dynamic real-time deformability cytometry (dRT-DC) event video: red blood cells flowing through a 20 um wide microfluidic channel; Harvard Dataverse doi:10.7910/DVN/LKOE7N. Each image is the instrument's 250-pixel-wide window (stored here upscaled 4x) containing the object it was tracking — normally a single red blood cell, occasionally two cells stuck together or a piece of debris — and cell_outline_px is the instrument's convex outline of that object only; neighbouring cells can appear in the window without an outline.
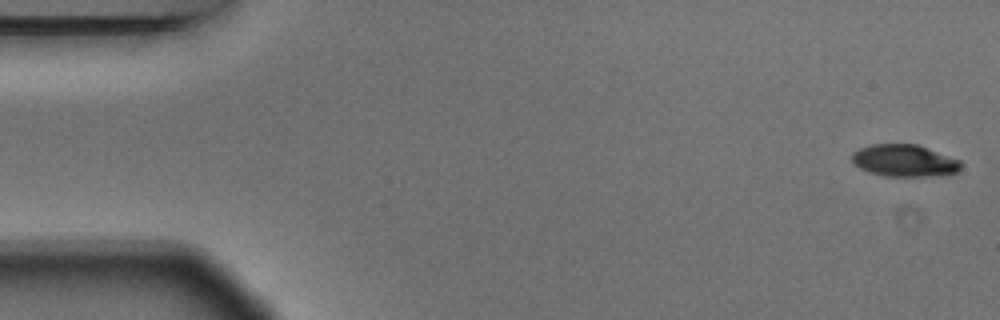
{"species": "Egyptian fruit bat (a non-hibernating species)", "species_latin": "Rousettus aegyptiacus", "temperature_condition": "warm", "stored_images_in_passage": 6, "camera_frame_rate_fps": 3000, "um_per_image_px": 0.085, "animal": {"sex": "male"}, "frame": {"image": 1, "passage_image": 1, "time_ms": 0.0, "image_size_px": [1000, 320], "cell_outline_px": [[960, 168], [956, 172], [948, 176], [884, 176], [860, 168], [852, 160], [852, 152], [860, 148], [872, 144], [916, 144], [960, 160]], "centroid_in_image_um": [76.89, 13.66], "position_along_channel_um": 8.1, "area_um2": 20.23}}
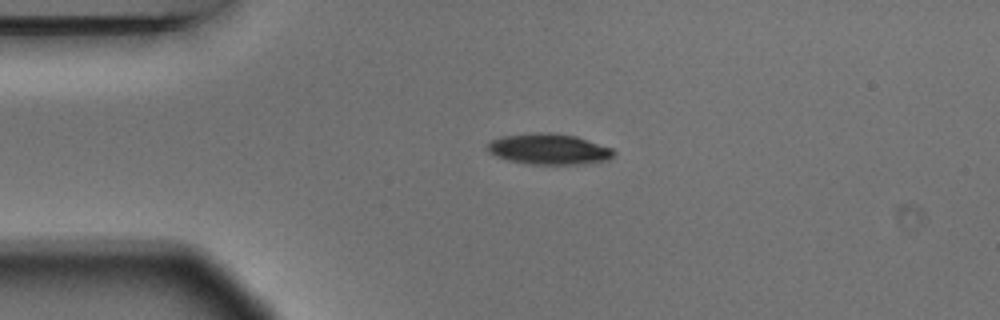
{"frame": {"image": 2, "passage_image": 4, "time_ms": 1.0, "image_size_px": [1000, 320], "cell_outline_px": [[616, 152], [608, 160], [576, 164], [528, 164], [508, 160], [496, 156], [488, 152], [488, 144], [492, 140], [504, 136], [536, 132], [548, 132], [576, 136], [612, 148]], "centroid_in_image_um": [46.65, 12.67], "position_along_channel_um": 38.3, "area_um2": 22.48}}
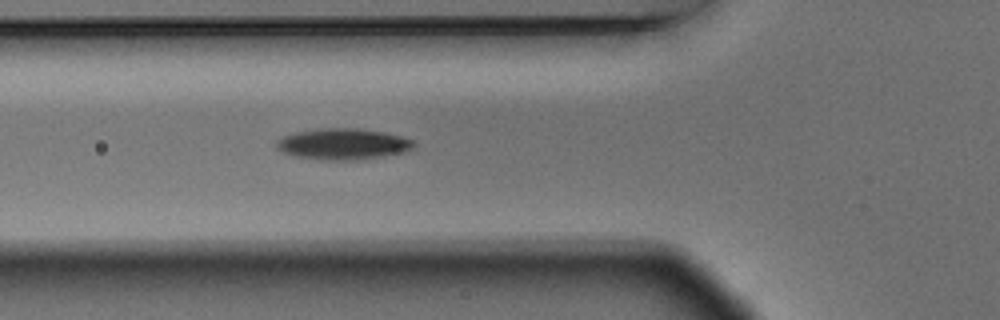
{"frame": {"image": 3, "passage_image": 6, "time_ms": 1.667, "image_size_px": [1000, 320], "cell_outline_px": [[416, 144], [408, 152], [360, 160], [320, 160], [296, 156], [284, 152], [276, 148], [276, 140], [284, 136], [296, 132], [324, 128], [356, 128], [384, 132], [400, 136], [412, 140]], "centroid_in_image_um": [29.18, 12.25], "position_along_channel_um": 96.6, "area_um2": 24.97}}